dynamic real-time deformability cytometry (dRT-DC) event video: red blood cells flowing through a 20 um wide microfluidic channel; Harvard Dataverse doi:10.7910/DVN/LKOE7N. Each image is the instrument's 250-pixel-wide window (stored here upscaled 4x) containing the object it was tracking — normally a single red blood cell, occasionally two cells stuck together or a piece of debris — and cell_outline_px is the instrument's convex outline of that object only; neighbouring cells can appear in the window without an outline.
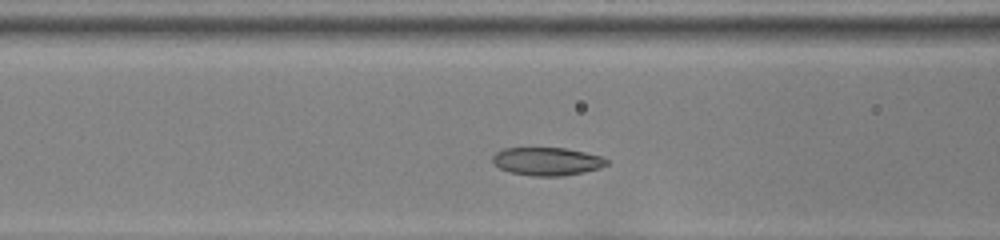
{"species": "common noctule bat (a hibernating species)", "species_latin": "Nyctalus noctula", "temperature_condition": "room temperature", "stored_images_in_passage": 31, "camera_frame_rate_fps": 3000, "um_per_image_px": 0.085, "animal": {"sex": "female", "body_mass_g": 22.0, "forearm_length_mm": 56.7}, "frame": {"image": 1, "passage_image": 8, "time_ms": 2.333, "image_size_px": [1000, 240], "cell_outline_px": [[608, 164], [600, 168], [584, 172], [564, 176], [532, 176], [508, 172], [492, 164], [492, 156], [496, 152], [504, 148], [564, 148], [584, 152], [600, 156], [608, 160]], "centroid_in_image_um": [46.46, 13.72], "position_along_channel_um": 120.1, "area_um2": 18.79}}
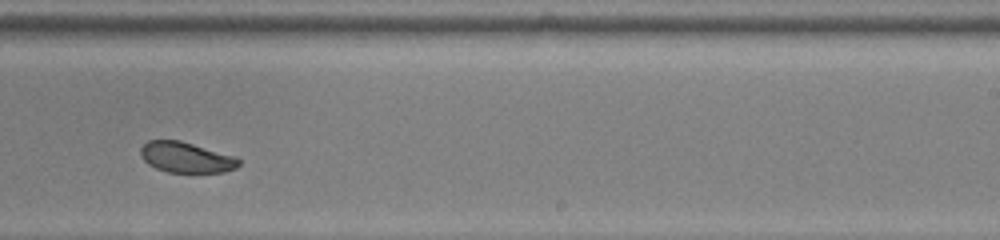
{"frame": {"image": 2, "passage_image": 20, "time_ms": 6.333, "image_size_px": [1000, 240], "cell_outline_px": [[240, 164], [236, 168], [224, 172], [168, 172], [156, 168], [148, 164], [140, 156], [140, 148], [148, 140], [180, 140], [236, 156], [240, 160]], "centroid_in_image_um": [15.82, 13.37], "position_along_channel_um": 273.2, "area_um2": 17.57}}
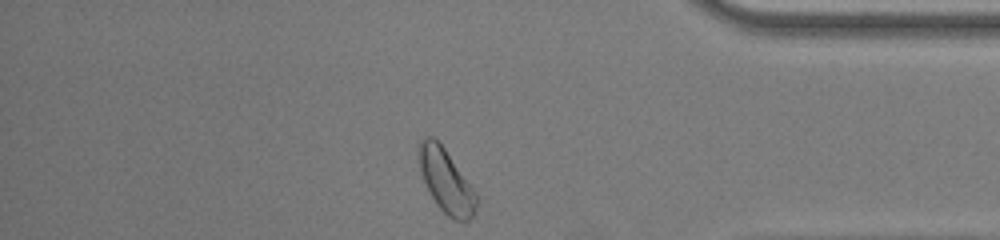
{"frame": {"image": 3, "passage_image": 31, "time_ms": 10.0, "image_size_px": [1000, 240], "cell_outline_px": [[480, 200], [472, 216], [464, 224], [452, 220], [436, 204], [424, 180], [416, 156], [420, 140], [424, 136], [432, 136], [444, 148], [472, 188]], "centroid_in_image_um": [37.91, 15.41], "position_along_channel_um": 397.3, "area_um2": 21.21}, "authors_computed_cell_mechanics": {"area_um2": 18.9584, "velocity_mm_per_s": 3.8404, "shape_relaxation_time_tau1_ms": 3.2284, "shape_relaxation_time_tau2_ms": 3.1393, "deformation_change_tau1": 0.1096, "deformation_change_tau2": 0.0714}}